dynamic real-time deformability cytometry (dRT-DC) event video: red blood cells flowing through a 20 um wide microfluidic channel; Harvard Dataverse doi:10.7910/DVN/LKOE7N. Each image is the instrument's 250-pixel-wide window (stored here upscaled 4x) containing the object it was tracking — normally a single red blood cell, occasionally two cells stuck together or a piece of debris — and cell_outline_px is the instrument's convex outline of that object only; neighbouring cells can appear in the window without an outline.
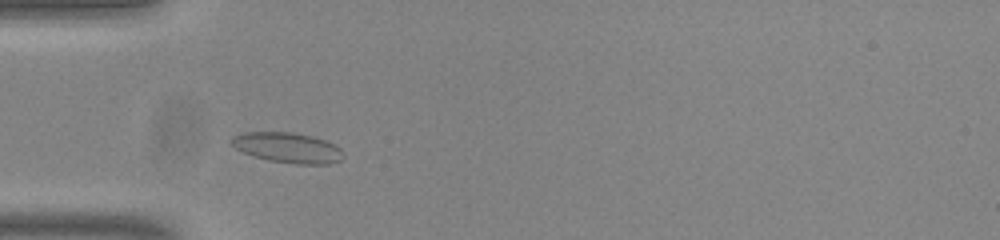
{"species": "common noctule bat (a hibernating species)", "species_latin": "Nyctalus noctula", "temperature_condition": "room temperature", "stored_images_in_passage": 44, "camera_frame_rate_fps": 3000, "um_per_image_px": 0.085, "animal": {"sex": "male", "body_mass_g": 20.0, "forearm_length_mm": 53.3}, "frame": {"image": 1, "passage_image": 7, "time_ms": 2.0, "image_size_px": [1000, 240], "cell_outline_px": [[344, 156], [340, 160], [328, 164], [296, 164], [268, 160], [252, 156], [236, 148], [228, 140], [232, 136], [240, 132], [292, 132], [312, 136], [336, 144], [344, 152]], "centroid_in_image_um": [24.44, 12.54], "position_along_channel_um": 60.6, "area_um2": 19.94}}
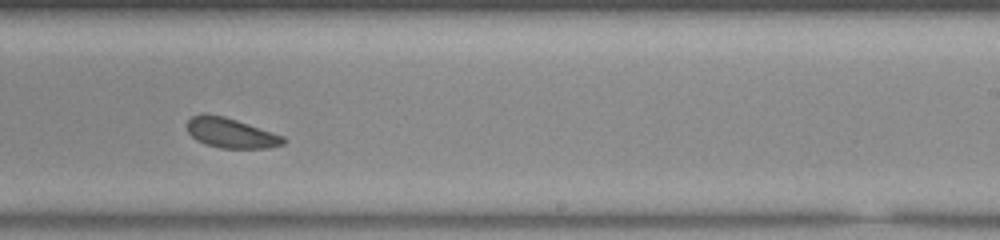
{"frame": {"image": 2, "passage_image": 24, "time_ms": 7.667, "image_size_px": [1000, 240], "cell_outline_px": [[288, 140], [284, 144], [268, 148], [220, 148], [204, 144], [196, 140], [188, 132], [188, 120], [192, 116], [204, 112], [224, 116], [284, 136]], "centroid_in_image_um": [19.62, 11.3], "position_along_channel_um": 269.4, "area_um2": 16.88}}
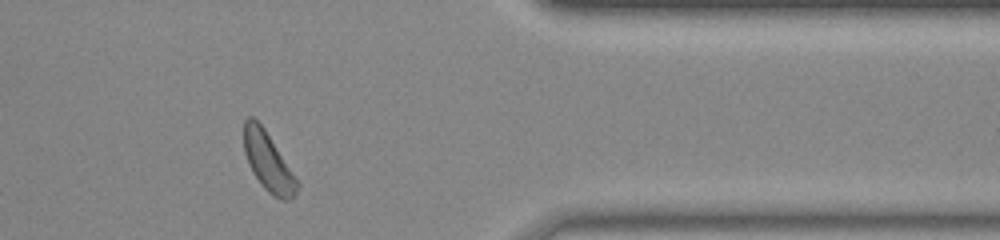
{"frame": {"image": 3, "passage_image": 35, "time_ms": 11.333, "image_size_px": [1000, 240], "cell_outline_px": [[300, 184], [296, 192], [288, 200], [280, 200], [268, 192], [260, 184], [252, 172], [248, 164], [244, 152], [244, 120], [248, 116], [252, 116], [264, 128]], "centroid_in_image_um": [22.76, 13.75], "position_along_channel_um": 388.6, "area_um2": 17.98}, "authors_computed_cell_mechanics": {"area_um2": 17.5134, "velocity_mm_per_s": 3.7419, "shape_relaxation_time_tau1_ms": 1.5156, "shape_relaxation_time_tau2_ms": 4.2453, "deformation_change_tau1": 0.0707, "deformation_change_tau2": 0.1197}}